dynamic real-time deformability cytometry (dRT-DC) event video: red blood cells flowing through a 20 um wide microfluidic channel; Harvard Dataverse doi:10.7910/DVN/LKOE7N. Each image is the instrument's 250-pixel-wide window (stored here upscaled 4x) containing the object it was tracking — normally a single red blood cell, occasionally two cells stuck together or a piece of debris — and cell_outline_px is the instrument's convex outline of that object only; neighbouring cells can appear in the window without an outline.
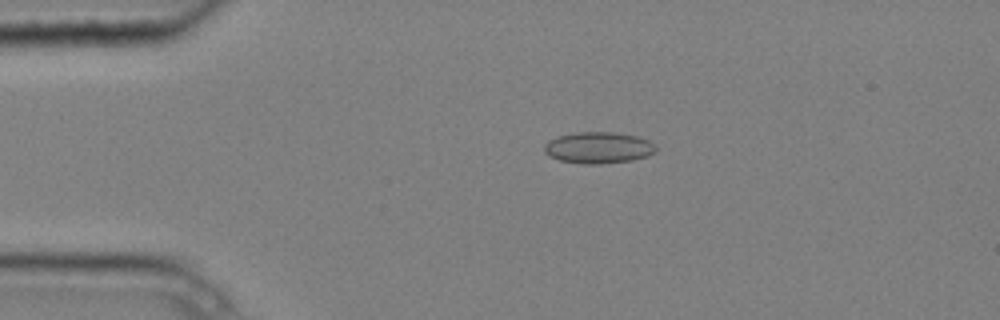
{"species": "common noctule bat (a hibernating species)", "species_latin": "Nyctalus noctula", "temperature_condition": "cold", "stored_images_in_passage": 2, "camera_frame_rate_fps": 3000, "um_per_image_px": 0.085, "animal": {"sex": "male", "body_mass_g": 20.4}, "frame": {"image": 1, "passage_image": 1, "time_ms": 0.0, "image_size_px": [1000, 320], "cell_outline_px": [[656, 152], [648, 156], [632, 160], [600, 164], [580, 164], [560, 160], [548, 156], [544, 152], [544, 144], [548, 140], [556, 136], [576, 132], [612, 132], [636, 136], [648, 140], [656, 144]], "centroid_in_image_um": [50.84, 12.55], "position_along_channel_um": 34.2, "area_um2": 20.69}}